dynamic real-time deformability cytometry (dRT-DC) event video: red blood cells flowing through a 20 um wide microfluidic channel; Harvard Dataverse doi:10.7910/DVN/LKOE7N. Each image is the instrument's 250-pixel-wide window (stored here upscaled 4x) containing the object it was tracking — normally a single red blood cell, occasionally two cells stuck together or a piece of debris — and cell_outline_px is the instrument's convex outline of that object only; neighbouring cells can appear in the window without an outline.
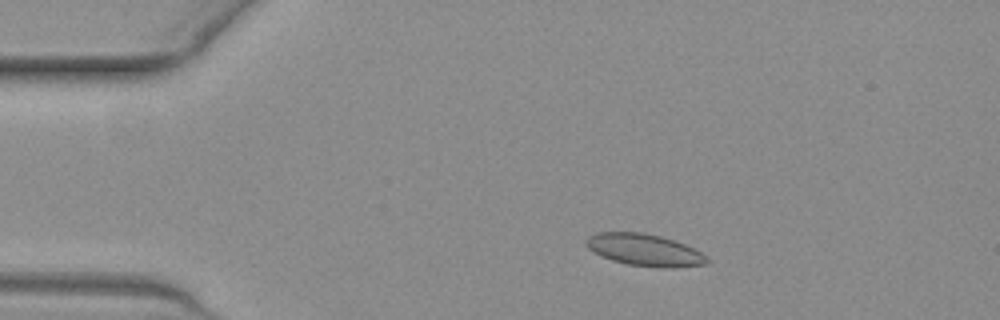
{"species": "common noctule bat (a hibernating species)", "species_latin": "Nyctalus noctula", "temperature_condition": "warm", "stored_images_in_passage": 52, "camera_frame_rate_fps": 3000, "um_per_image_px": 0.085, "animal": {"sex": "female", "body_mass_g": 19.3, "forearm_length_mm": 54.1}, "frame": {"image": 1, "passage_image": 9, "time_ms": 2.667, "image_size_px": [1000, 320], "cell_outline_px": [[708, 260], [704, 264], [672, 268], [664, 268], [628, 264], [612, 260], [600, 256], [588, 248], [584, 244], [584, 240], [588, 236], [596, 232], [644, 232], [660, 236], [684, 244], [700, 252]], "centroid_in_image_um": [54.7, 21.23], "position_along_channel_um": 30.3, "area_um2": 22.37}}
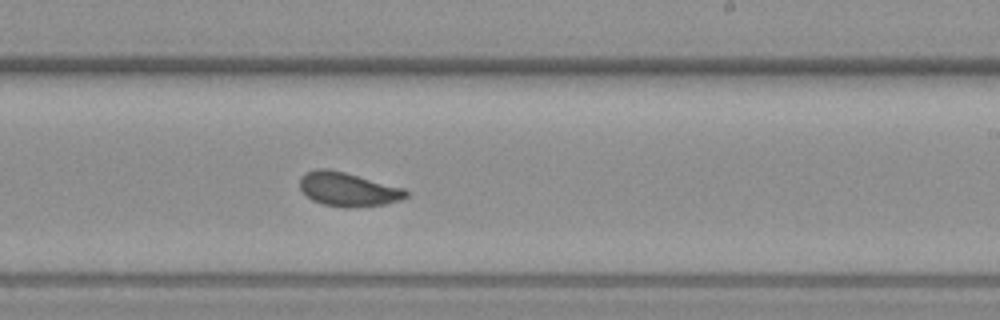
{"frame": {"image": 2, "passage_image": 31, "time_ms": 10.0, "image_size_px": [1000, 320], "cell_outline_px": [[408, 196], [400, 200], [384, 204], [356, 208], [344, 208], [324, 204], [312, 200], [300, 188], [300, 176], [316, 168], [328, 168], [344, 172], [404, 188], [408, 192]], "centroid_in_image_um": [29.58, 16.1], "position_along_channel_um": 259.4, "area_um2": 20.98}}
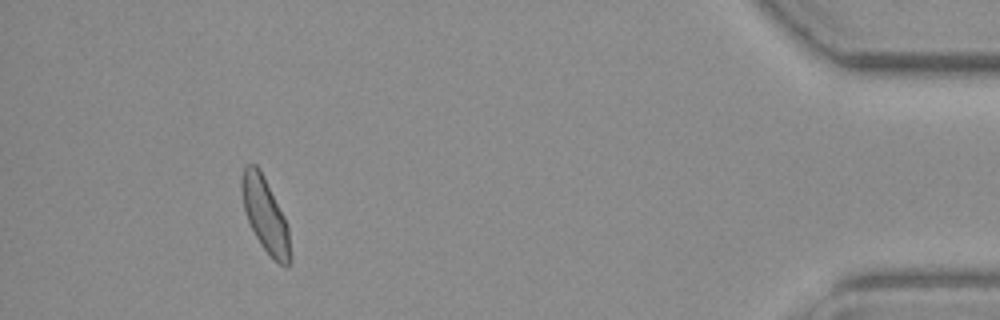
{"frame": {"image": 3, "passage_image": 48, "time_ms": 15.667, "image_size_px": [1000, 320], "cell_outline_px": [[292, 260], [288, 268], [280, 264], [260, 244], [248, 220], [244, 208], [240, 188], [240, 180], [244, 164], [256, 164], [260, 168], [284, 216], [288, 228], [292, 256]], "centroid_in_image_um": [22.54, 18.24], "position_along_channel_um": 412.7, "area_um2": 21.04}, "authors_computed_cell_mechanics": {"area_um2": 21.1259, "velocity_mm_per_s": 3.8743, "shape_relaxation_time_tau1_ms": 6.6024, "shape_relaxation_time_tau2_ms": 0.8267, "deformation_change_tau1": 0.1093, "deformation_change_tau2": 0.054}}